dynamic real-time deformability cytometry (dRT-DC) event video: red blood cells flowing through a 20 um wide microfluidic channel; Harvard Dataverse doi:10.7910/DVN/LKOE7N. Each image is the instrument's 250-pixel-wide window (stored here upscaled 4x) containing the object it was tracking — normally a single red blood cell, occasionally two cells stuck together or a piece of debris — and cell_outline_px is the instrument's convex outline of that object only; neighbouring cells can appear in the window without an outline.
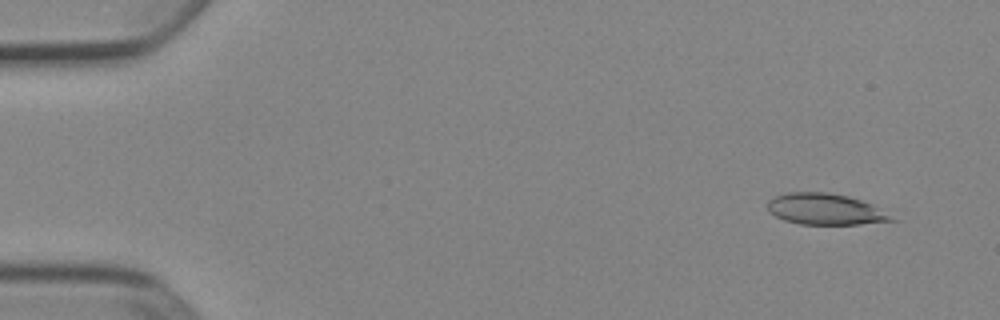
{"species": "Egyptian fruit bat (a non-hibernating species)", "species_latin": "Rousettus aegyptiacus", "temperature_condition": "cold", "stored_images_in_passage": 52, "camera_frame_rate_fps": 3000, "um_per_image_px": 0.085, "animal": {"sex": "female"}, "frame": {"image": 1, "passage_image": 4, "time_ms": 1.0, "image_size_px": [1000, 320], "cell_outline_px": [[896, 220], [860, 224], [800, 224], [784, 220], [768, 212], [768, 200], [784, 192], [828, 192], [848, 196], [872, 204]], "centroid_in_image_um": [70.08, 17.77], "position_along_channel_um": 14.9, "area_um2": 22.31}}
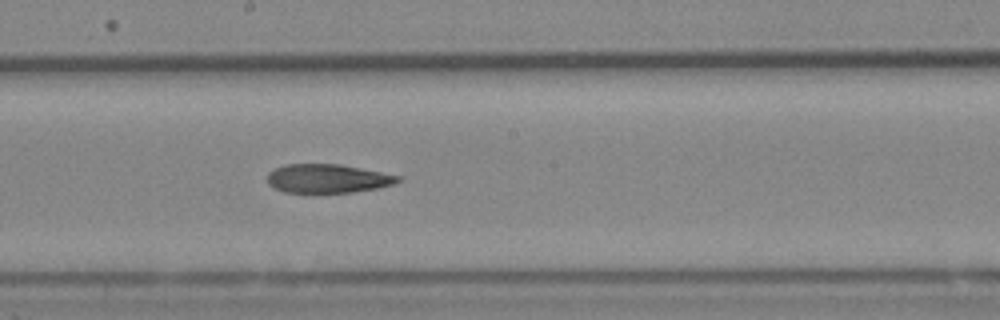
{"frame": {"image": 2, "passage_image": 29, "time_ms": 9.333, "image_size_px": [1000, 320], "cell_outline_px": [[404, 180], [380, 188], [352, 192], [284, 192], [272, 188], [268, 184], [268, 172], [284, 164], [340, 164], [400, 176]], "centroid_in_image_um": [27.84, 15.17], "position_along_channel_um": 220.4, "area_um2": 21.91}}
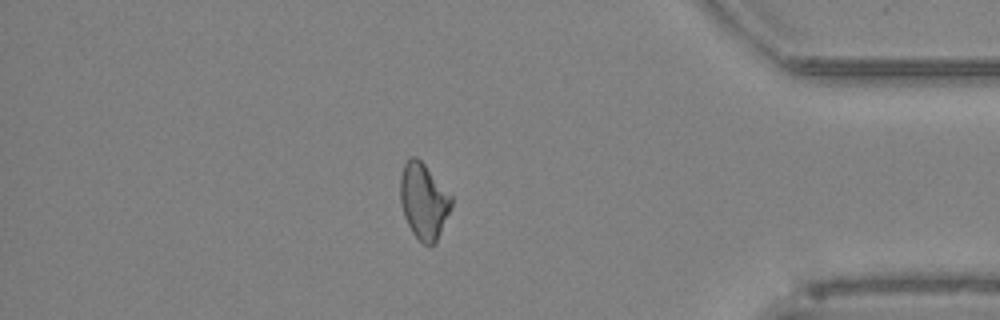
{"frame": {"image": 3, "passage_image": 45, "time_ms": 14.667, "image_size_px": [1000, 320], "cell_outline_px": [[452, 204], [436, 244], [424, 244], [412, 232], [404, 216], [400, 200], [400, 176], [404, 164], [412, 156], [416, 156], [424, 164], [452, 196]], "centroid_in_image_um": [36.0, 17.09], "position_along_channel_um": 399.2, "area_um2": 22.31}}